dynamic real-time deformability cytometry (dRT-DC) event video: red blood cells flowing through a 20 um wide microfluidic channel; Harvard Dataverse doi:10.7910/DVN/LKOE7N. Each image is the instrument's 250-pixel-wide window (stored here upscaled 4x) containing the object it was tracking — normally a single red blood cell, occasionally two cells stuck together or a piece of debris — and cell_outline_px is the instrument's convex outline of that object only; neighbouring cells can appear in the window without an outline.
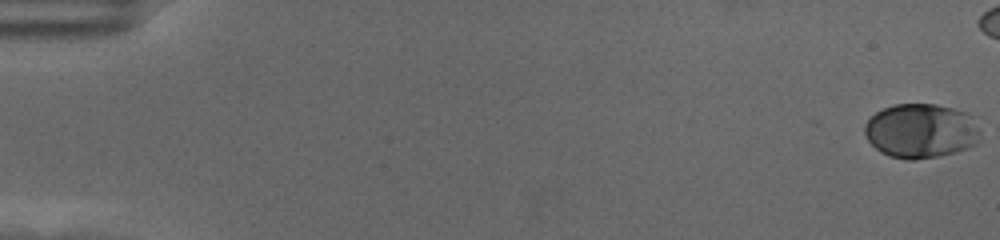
{"species": "human", "species_latin": "Homo sapiens", "temperature_condition": "cold", "stored_images_in_passage": 53, "camera_frame_rate_fps": 3000, "um_per_image_px": 0.085, "donor": {"sex": "female"}, "frame": {"image": 1, "passage_image": 1, "time_ms": 0.0, "image_size_px": [1000, 240], "cell_outline_px": [[980, 140], [976, 144], [968, 148], [956, 152], [940, 156], [916, 160], [908, 160], [888, 156], [880, 152], [868, 140], [864, 132], [864, 124], [876, 112], [892, 104], [936, 104], [952, 108], [964, 112], [972, 116], [980, 132]], "centroid_in_image_um": [78.28, 11.14], "position_along_channel_um": 6.7, "area_um2": 36.99}}
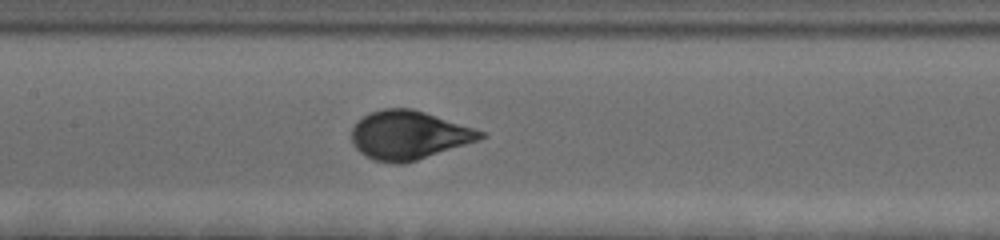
{"frame": {"image": 2, "passage_image": 30, "time_ms": 9.667, "image_size_px": [1000, 240], "cell_outline_px": [[488, 136], [404, 164], [396, 164], [376, 160], [364, 156], [356, 148], [352, 140], [352, 128], [356, 120], [368, 112], [384, 108], [412, 108], [484, 132]], "centroid_in_image_um": [34.66, 11.47], "position_along_channel_um": 172.7, "area_um2": 36.07}}
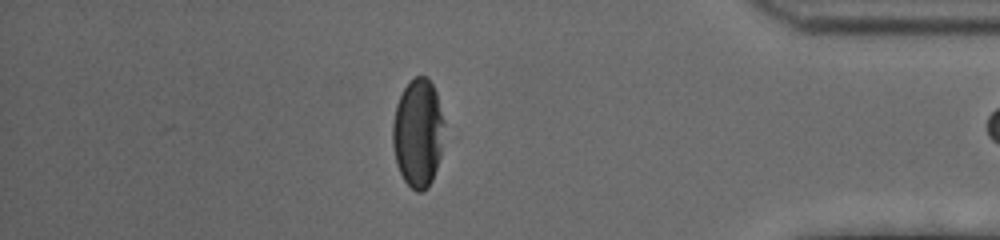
{"frame": {"image": 3, "passage_image": 52, "time_ms": 17.0, "image_size_px": [1000, 240], "cell_outline_px": [[444, 124], [440, 156], [432, 180], [428, 188], [420, 192], [416, 192], [404, 180], [396, 164], [392, 144], [392, 124], [396, 104], [404, 88], [416, 76], [428, 76], [436, 92], [444, 120]], "centroid_in_image_um": [35.51, 11.31], "position_along_channel_um": 399.7, "area_um2": 32.6}}